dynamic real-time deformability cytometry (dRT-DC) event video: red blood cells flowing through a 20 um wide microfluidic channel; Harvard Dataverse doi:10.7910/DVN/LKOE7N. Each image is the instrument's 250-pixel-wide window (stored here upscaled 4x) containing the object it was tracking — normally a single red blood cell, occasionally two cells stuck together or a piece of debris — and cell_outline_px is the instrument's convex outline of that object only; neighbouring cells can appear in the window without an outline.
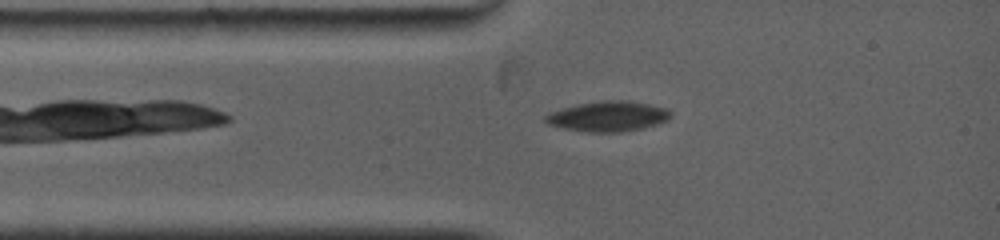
{"species": "common noctule bat (a hibernating species)", "species_latin": "Nyctalus noctula", "temperature_condition": "warm", "stored_images_in_passage": 17, "camera_frame_rate_fps": 5000, "um_per_image_px": 0.085, "animal": {"sex": "female", "body_mass_g": 19.0, "forearm_length_mm": 53.3}, "frame": {"image": 1, "passage_image": 4, "time_ms": 1.4, "image_size_px": [1000, 240], "cell_outline_px": [[672, 116], [668, 120], [644, 128], [620, 132], [588, 132], [564, 128], [548, 124], [544, 120], [544, 116], [548, 112], [576, 104], [604, 100], [628, 100], [668, 108], [672, 112]], "centroid_in_image_um": [51.69, 9.88], "position_along_channel_um": 33.3, "area_um2": 22.25}}
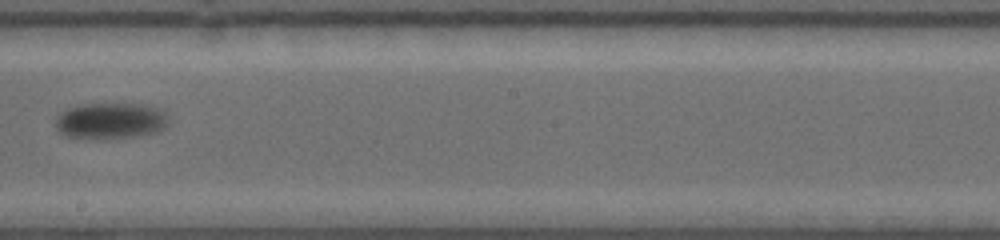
{"frame": {"image": 2, "passage_image": 10, "time_ms": 7.0, "image_size_px": [1000, 240], "cell_outline_px": [[168, 124], [164, 128], [156, 132], [132, 136], [100, 140], [64, 136], [56, 128], [56, 116], [60, 112], [68, 108], [80, 104], [144, 104], [156, 108], [164, 112], [168, 120]], "centroid_in_image_um": [9.35, 10.28], "position_along_channel_um": 238.9, "area_um2": 23.99}}
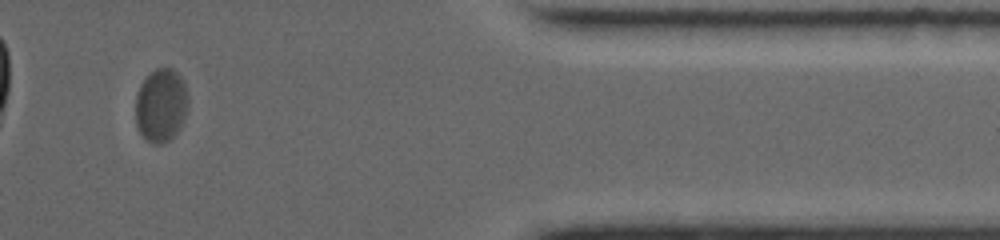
{"frame": {"image": 3, "passage_image": 15, "time_ms": 12.2, "image_size_px": [1000, 240], "cell_outline_px": [[188, 108], [180, 128], [168, 140], [160, 144], [152, 144], [144, 140], [136, 124], [136, 96], [140, 84], [156, 68], [172, 68], [180, 76], [184, 84], [188, 100]], "centroid_in_image_um": [13.68, 8.97], "position_along_channel_um": 397.7, "area_um2": 22.43}, "authors_computed_cell_mechanics": {"area_um2": 22.6576, "velocity_mm_per_s": 3.7395, "shape_relaxation_time_tau1_ms": 3.0713, "shape_relaxation_time_tau2_ms": null, "deformation_change_tau1": 0.0742, "deformation_change_tau2": null}}